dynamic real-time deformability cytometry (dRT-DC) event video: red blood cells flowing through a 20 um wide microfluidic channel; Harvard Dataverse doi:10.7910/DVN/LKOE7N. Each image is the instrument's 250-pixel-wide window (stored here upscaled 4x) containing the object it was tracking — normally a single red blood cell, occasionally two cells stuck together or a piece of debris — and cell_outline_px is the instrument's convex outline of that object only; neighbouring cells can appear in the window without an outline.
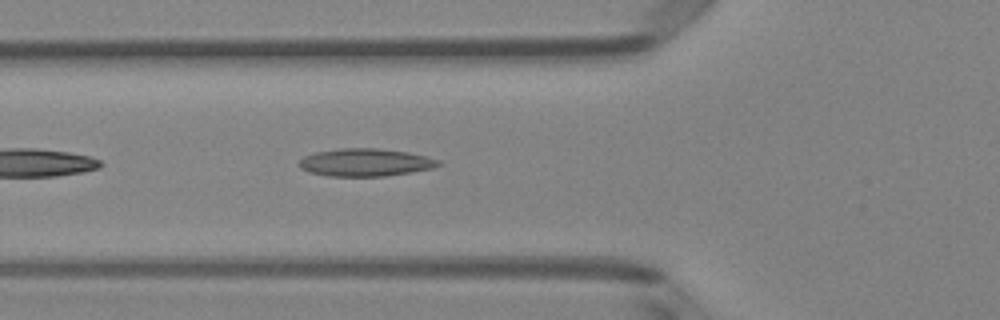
{"species": "Egyptian fruit bat (a non-hibernating species)", "species_latin": "Rousettus aegyptiacus", "temperature_condition": "room temperature", "stored_images_in_passage": 8, "camera_frame_rate_fps": 3000, "um_per_image_px": 0.085, "animal": {"sex": "female"}, "frame": {"image": 1, "passage_image": 5, "time_ms": 1.333, "image_size_px": [1000, 320], "cell_outline_px": [[440, 164], [432, 168], [412, 172], [384, 176], [328, 176], [308, 172], [300, 168], [296, 164], [304, 156], [316, 152], [340, 148], [376, 148], [408, 152], [440, 160]], "centroid_in_image_um": [31.01, 13.81], "position_along_channel_um": 94.8, "area_um2": 22.48}}